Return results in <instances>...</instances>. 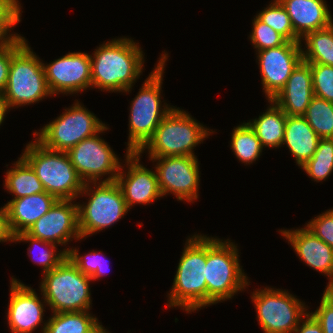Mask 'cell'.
Segmentation results:
<instances>
[{
	"instance_id": "obj_1",
	"label": "cell",
	"mask_w": 333,
	"mask_h": 333,
	"mask_svg": "<svg viewBox=\"0 0 333 333\" xmlns=\"http://www.w3.org/2000/svg\"><path fill=\"white\" fill-rule=\"evenodd\" d=\"M92 55L91 79L95 88L127 93L142 74L143 51L133 39L115 38L97 47Z\"/></svg>"
},
{
	"instance_id": "obj_2",
	"label": "cell",
	"mask_w": 333,
	"mask_h": 333,
	"mask_svg": "<svg viewBox=\"0 0 333 333\" xmlns=\"http://www.w3.org/2000/svg\"><path fill=\"white\" fill-rule=\"evenodd\" d=\"M51 95L43 61L31 50L24 37L12 38L8 82L2 93L8 108L36 103Z\"/></svg>"
},
{
	"instance_id": "obj_3",
	"label": "cell",
	"mask_w": 333,
	"mask_h": 333,
	"mask_svg": "<svg viewBox=\"0 0 333 333\" xmlns=\"http://www.w3.org/2000/svg\"><path fill=\"white\" fill-rule=\"evenodd\" d=\"M167 55L161 54L155 69L145 79L137 96L131 101L127 144V151L130 153H138L146 145L164 117L174 108L168 104L162 106L160 100Z\"/></svg>"
},
{
	"instance_id": "obj_4",
	"label": "cell",
	"mask_w": 333,
	"mask_h": 333,
	"mask_svg": "<svg viewBox=\"0 0 333 333\" xmlns=\"http://www.w3.org/2000/svg\"><path fill=\"white\" fill-rule=\"evenodd\" d=\"M177 266L167 307L194 312L207 306L206 235L188 238Z\"/></svg>"
},
{
	"instance_id": "obj_5",
	"label": "cell",
	"mask_w": 333,
	"mask_h": 333,
	"mask_svg": "<svg viewBox=\"0 0 333 333\" xmlns=\"http://www.w3.org/2000/svg\"><path fill=\"white\" fill-rule=\"evenodd\" d=\"M206 236L207 306L232 297L248 286L239 262L238 249L229 239Z\"/></svg>"
},
{
	"instance_id": "obj_6",
	"label": "cell",
	"mask_w": 333,
	"mask_h": 333,
	"mask_svg": "<svg viewBox=\"0 0 333 333\" xmlns=\"http://www.w3.org/2000/svg\"><path fill=\"white\" fill-rule=\"evenodd\" d=\"M21 157L31 166L45 191L60 200H75L84 182L67 152L48 149L36 139L27 144Z\"/></svg>"
},
{
	"instance_id": "obj_7",
	"label": "cell",
	"mask_w": 333,
	"mask_h": 333,
	"mask_svg": "<svg viewBox=\"0 0 333 333\" xmlns=\"http://www.w3.org/2000/svg\"><path fill=\"white\" fill-rule=\"evenodd\" d=\"M211 134L188 112L174 108L156 128L153 137L138 152L148 149L149 157L192 156L194 147L201 144Z\"/></svg>"
},
{
	"instance_id": "obj_8",
	"label": "cell",
	"mask_w": 333,
	"mask_h": 333,
	"mask_svg": "<svg viewBox=\"0 0 333 333\" xmlns=\"http://www.w3.org/2000/svg\"><path fill=\"white\" fill-rule=\"evenodd\" d=\"M91 277L82 273L68 257L44 273L40 290L53 313L88 311L91 308Z\"/></svg>"
},
{
	"instance_id": "obj_9",
	"label": "cell",
	"mask_w": 333,
	"mask_h": 333,
	"mask_svg": "<svg viewBox=\"0 0 333 333\" xmlns=\"http://www.w3.org/2000/svg\"><path fill=\"white\" fill-rule=\"evenodd\" d=\"M84 183L80 195L89 196V200L78 206V225L81 238L93 235L98 231L109 228L128 212L122 191L116 181L92 182L94 190Z\"/></svg>"
},
{
	"instance_id": "obj_10",
	"label": "cell",
	"mask_w": 333,
	"mask_h": 333,
	"mask_svg": "<svg viewBox=\"0 0 333 333\" xmlns=\"http://www.w3.org/2000/svg\"><path fill=\"white\" fill-rule=\"evenodd\" d=\"M55 120L35 131L36 140L48 149L67 152L84 139L99 133L106 125L79 101Z\"/></svg>"
},
{
	"instance_id": "obj_11",
	"label": "cell",
	"mask_w": 333,
	"mask_h": 333,
	"mask_svg": "<svg viewBox=\"0 0 333 333\" xmlns=\"http://www.w3.org/2000/svg\"><path fill=\"white\" fill-rule=\"evenodd\" d=\"M281 289L255 290L252 301L264 333H292L308 313L305 303Z\"/></svg>"
},
{
	"instance_id": "obj_12",
	"label": "cell",
	"mask_w": 333,
	"mask_h": 333,
	"mask_svg": "<svg viewBox=\"0 0 333 333\" xmlns=\"http://www.w3.org/2000/svg\"><path fill=\"white\" fill-rule=\"evenodd\" d=\"M108 129L105 126L96 135L84 139L67 151L71 163L84 183L97 182L103 175L109 176L103 182L116 181L121 162L111 147L98 136Z\"/></svg>"
},
{
	"instance_id": "obj_13",
	"label": "cell",
	"mask_w": 333,
	"mask_h": 333,
	"mask_svg": "<svg viewBox=\"0 0 333 333\" xmlns=\"http://www.w3.org/2000/svg\"><path fill=\"white\" fill-rule=\"evenodd\" d=\"M157 161L155 166L158 187L162 196L173 193L178 201L193 202L198 199L200 182L199 163L197 157L167 156L149 157Z\"/></svg>"
},
{
	"instance_id": "obj_14",
	"label": "cell",
	"mask_w": 333,
	"mask_h": 333,
	"mask_svg": "<svg viewBox=\"0 0 333 333\" xmlns=\"http://www.w3.org/2000/svg\"><path fill=\"white\" fill-rule=\"evenodd\" d=\"M301 42L286 41L278 47L257 51L263 90L272 100L285 86L292 71L303 60Z\"/></svg>"
},
{
	"instance_id": "obj_15",
	"label": "cell",
	"mask_w": 333,
	"mask_h": 333,
	"mask_svg": "<svg viewBox=\"0 0 333 333\" xmlns=\"http://www.w3.org/2000/svg\"><path fill=\"white\" fill-rule=\"evenodd\" d=\"M43 68L51 94H73L92 88L91 58L87 53H68Z\"/></svg>"
},
{
	"instance_id": "obj_16",
	"label": "cell",
	"mask_w": 333,
	"mask_h": 333,
	"mask_svg": "<svg viewBox=\"0 0 333 333\" xmlns=\"http://www.w3.org/2000/svg\"><path fill=\"white\" fill-rule=\"evenodd\" d=\"M73 200L58 199L51 209L26 231L32 237L66 245L72 238L82 239L78 225V206Z\"/></svg>"
},
{
	"instance_id": "obj_17",
	"label": "cell",
	"mask_w": 333,
	"mask_h": 333,
	"mask_svg": "<svg viewBox=\"0 0 333 333\" xmlns=\"http://www.w3.org/2000/svg\"><path fill=\"white\" fill-rule=\"evenodd\" d=\"M125 156L128 171L124 173L121 165L116 182L122 191L127 208L130 210L133 204L144 205L162 197L156 172L139 163L140 154L127 151Z\"/></svg>"
},
{
	"instance_id": "obj_18",
	"label": "cell",
	"mask_w": 333,
	"mask_h": 333,
	"mask_svg": "<svg viewBox=\"0 0 333 333\" xmlns=\"http://www.w3.org/2000/svg\"><path fill=\"white\" fill-rule=\"evenodd\" d=\"M10 301L7 319L12 333H32L38 325L43 323L45 307L40 298L29 286H25L17 279H11Z\"/></svg>"
},
{
	"instance_id": "obj_19",
	"label": "cell",
	"mask_w": 333,
	"mask_h": 333,
	"mask_svg": "<svg viewBox=\"0 0 333 333\" xmlns=\"http://www.w3.org/2000/svg\"><path fill=\"white\" fill-rule=\"evenodd\" d=\"M294 251L313 270L320 271L328 276L329 283L333 286V248L318 238L307 227L294 230H280Z\"/></svg>"
},
{
	"instance_id": "obj_20",
	"label": "cell",
	"mask_w": 333,
	"mask_h": 333,
	"mask_svg": "<svg viewBox=\"0 0 333 333\" xmlns=\"http://www.w3.org/2000/svg\"><path fill=\"white\" fill-rule=\"evenodd\" d=\"M313 97L311 66L302 60L272 100L287 116H302Z\"/></svg>"
},
{
	"instance_id": "obj_21",
	"label": "cell",
	"mask_w": 333,
	"mask_h": 333,
	"mask_svg": "<svg viewBox=\"0 0 333 333\" xmlns=\"http://www.w3.org/2000/svg\"><path fill=\"white\" fill-rule=\"evenodd\" d=\"M288 13L294 33L302 40L309 32L328 27L332 16L324 0H278Z\"/></svg>"
},
{
	"instance_id": "obj_22",
	"label": "cell",
	"mask_w": 333,
	"mask_h": 333,
	"mask_svg": "<svg viewBox=\"0 0 333 333\" xmlns=\"http://www.w3.org/2000/svg\"><path fill=\"white\" fill-rule=\"evenodd\" d=\"M58 199L45 192L12 199L6 205L8 227L15 236L26 232L40 217L46 214Z\"/></svg>"
},
{
	"instance_id": "obj_23",
	"label": "cell",
	"mask_w": 333,
	"mask_h": 333,
	"mask_svg": "<svg viewBox=\"0 0 333 333\" xmlns=\"http://www.w3.org/2000/svg\"><path fill=\"white\" fill-rule=\"evenodd\" d=\"M319 140L303 116H287L282 145H287L299 167L313 156Z\"/></svg>"
},
{
	"instance_id": "obj_24",
	"label": "cell",
	"mask_w": 333,
	"mask_h": 333,
	"mask_svg": "<svg viewBox=\"0 0 333 333\" xmlns=\"http://www.w3.org/2000/svg\"><path fill=\"white\" fill-rule=\"evenodd\" d=\"M268 102L271 104L267 111L259 115V118L247 123L255 131L262 147L279 148L284 139L287 115L273 100H268Z\"/></svg>"
},
{
	"instance_id": "obj_25",
	"label": "cell",
	"mask_w": 333,
	"mask_h": 333,
	"mask_svg": "<svg viewBox=\"0 0 333 333\" xmlns=\"http://www.w3.org/2000/svg\"><path fill=\"white\" fill-rule=\"evenodd\" d=\"M13 166L6 172L4 183L9 193L15 194L13 199L45 192L36 173L21 156Z\"/></svg>"
},
{
	"instance_id": "obj_26",
	"label": "cell",
	"mask_w": 333,
	"mask_h": 333,
	"mask_svg": "<svg viewBox=\"0 0 333 333\" xmlns=\"http://www.w3.org/2000/svg\"><path fill=\"white\" fill-rule=\"evenodd\" d=\"M302 39L306 46L302 49L304 62L333 66V23L326 28L307 33Z\"/></svg>"
},
{
	"instance_id": "obj_27",
	"label": "cell",
	"mask_w": 333,
	"mask_h": 333,
	"mask_svg": "<svg viewBox=\"0 0 333 333\" xmlns=\"http://www.w3.org/2000/svg\"><path fill=\"white\" fill-rule=\"evenodd\" d=\"M89 311L53 313L44 323L42 333H85L98 319Z\"/></svg>"
},
{
	"instance_id": "obj_28",
	"label": "cell",
	"mask_w": 333,
	"mask_h": 333,
	"mask_svg": "<svg viewBox=\"0 0 333 333\" xmlns=\"http://www.w3.org/2000/svg\"><path fill=\"white\" fill-rule=\"evenodd\" d=\"M230 147L239 161L250 164L261 155L263 147L248 123L234 127Z\"/></svg>"
},
{
	"instance_id": "obj_29",
	"label": "cell",
	"mask_w": 333,
	"mask_h": 333,
	"mask_svg": "<svg viewBox=\"0 0 333 333\" xmlns=\"http://www.w3.org/2000/svg\"><path fill=\"white\" fill-rule=\"evenodd\" d=\"M320 138H333V103L314 96L302 115Z\"/></svg>"
},
{
	"instance_id": "obj_30",
	"label": "cell",
	"mask_w": 333,
	"mask_h": 333,
	"mask_svg": "<svg viewBox=\"0 0 333 333\" xmlns=\"http://www.w3.org/2000/svg\"><path fill=\"white\" fill-rule=\"evenodd\" d=\"M314 181H322L333 171V138H320L313 156L301 166Z\"/></svg>"
},
{
	"instance_id": "obj_31",
	"label": "cell",
	"mask_w": 333,
	"mask_h": 333,
	"mask_svg": "<svg viewBox=\"0 0 333 333\" xmlns=\"http://www.w3.org/2000/svg\"><path fill=\"white\" fill-rule=\"evenodd\" d=\"M14 241H16V242L25 241L27 243L30 242L31 247L33 246V248H34V246L36 247V245L39 247H40V245L41 246L43 245L42 247L45 246V248H43L44 250H41L38 253V255H36V259L33 257L35 259L34 262L37 263L38 265H41V267H43V274L56 268L67 257L68 248L63 249V251L60 250V252L57 253L56 244L32 237L31 235H29L26 232H21L15 236H13V242ZM31 252L32 251L29 247L28 248L29 256H31L30 255ZM33 258H31V259H33Z\"/></svg>"
},
{
	"instance_id": "obj_32",
	"label": "cell",
	"mask_w": 333,
	"mask_h": 333,
	"mask_svg": "<svg viewBox=\"0 0 333 333\" xmlns=\"http://www.w3.org/2000/svg\"><path fill=\"white\" fill-rule=\"evenodd\" d=\"M263 23L269 25L287 41L301 42L302 40L294 33V29L288 13L278 0H274L264 10L256 15Z\"/></svg>"
},
{
	"instance_id": "obj_33",
	"label": "cell",
	"mask_w": 333,
	"mask_h": 333,
	"mask_svg": "<svg viewBox=\"0 0 333 333\" xmlns=\"http://www.w3.org/2000/svg\"><path fill=\"white\" fill-rule=\"evenodd\" d=\"M78 252L76 248H69L67 257L82 273L91 277L93 281L98 280L100 277L102 278L107 273L109 264L105 257L100 255L101 251L97 252L93 250L84 256H80Z\"/></svg>"
},
{
	"instance_id": "obj_34",
	"label": "cell",
	"mask_w": 333,
	"mask_h": 333,
	"mask_svg": "<svg viewBox=\"0 0 333 333\" xmlns=\"http://www.w3.org/2000/svg\"><path fill=\"white\" fill-rule=\"evenodd\" d=\"M308 64L311 66L314 96L333 103V66Z\"/></svg>"
},
{
	"instance_id": "obj_35",
	"label": "cell",
	"mask_w": 333,
	"mask_h": 333,
	"mask_svg": "<svg viewBox=\"0 0 333 333\" xmlns=\"http://www.w3.org/2000/svg\"><path fill=\"white\" fill-rule=\"evenodd\" d=\"M250 41L257 51L283 45L287 40L269 25L260 21L257 17L253 20V29L250 33Z\"/></svg>"
},
{
	"instance_id": "obj_36",
	"label": "cell",
	"mask_w": 333,
	"mask_h": 333,
	"mask_svg": "<svg viewBox=\"0 0 333 333\" xmlns=\"http://www.w3.org/2000/svg\"><path fill=\"white\" fill-rule=\"evenodd\" d=\"M305 226L333 248V209L316 216Z\"/></svg>"
},
{
	"instance_id": "obj_37",
	"label": "cell",
	"mask_w": 333,
	"mask_h": 333,
	"mask_svg": "<svg viewBox=\"0 0 333 333\" xmlns=\"http://www.w3.org/2000/svg\"><path fill=\"white\" fill-rule=\"evenodd\" d=\"M311 314L321 324L323 333H333V299L325 291L320 306Z\"/></svg>"
},
{
	"instance_id": "obj_38",
	"label": "cell",
	"mask_w": 333,
	"mask_h": 333,
	"mask_svg": "<svg viewBox=\"0 0 333 333\" xmlns=\"http://www.w3.org/2000/svg\"><path fill=\"white\" fill-rule=\"evenodd\" d=\"M21 7L18 0H0V23L20 22Z\"/></svg>"
},
{
	"instance_id": "obj_39",
	"label": "cell",
	"mask_w": 333,
	"mask_h": 333,
	"mask_svg": "<svg viewBox=\"0 0 333 333\" xmlns=\"http://www.w3.org/2000/svg\"><path fill=\"white\" fill-rule=\"evenodd\" d=\"M11 64V40L0 48V94L6 88Z\"/></svg>"
},
{
	"instance_id": "obj_40",
	"label": "cell",
	"mask_w": 333,
	"mask_h": 333,
	"mask_svg": "<svg viewBox=\"0 0 333 333\" xmlns=\"http://www.w3.org/2000/svg\"><path fill=\"white\" fill-rule=\"evenodd\" d=\"M303 320L302 325L299 322L292 333H323L321 324L310 312L303 317Z\"/></svg>"
},
{
	"instance_id": "obj_41",
	"label": "cell",
	"mask_w": 333,
	"mask_h": 333,
	"mask_svg": "<svg viewBox=\"0 0 333 333\" xmlns=\"http://www.w3.org/2000/svg\"><path fill=\"white\" fill-rule=\"evenodd\" d=\"M13 242V236L8 227L6 205L0 208V242Z\"/></svg>"
},
{
	"instance_id": "obj_42",
	"label": "cell",
	"mask_w": 333,
	"mask_h": 333,
	"mask_svg": "<svg viewBox=\"0 0 333 333\" xmlns=\"http://www.w3.org/2000/svg\"><path fill=\"white\" fill-rule=\"evenodd\" d=\"M18 23H0V48L6 45L12 38L19 34H10V30ZM9 33V34H8Z\"/></svg>"
},
{
	"instance_id": "obj_43",
	"label": "cell",
	"mask_w": 333,
	"mask_h": 333,
	"mask_svg": "<svg viewBox=\"0 0 333 333\" xmlns=\"http://www.w3.org/2000/svg\"><path fill=\"white\" fill-rule=\"evenodd\" d=\"M9 111V108L7 106V102L3 99L2 94H0V125L4 121V117L6 115V112Z\"/></svg>"
},
{
	"instance_id": "obj_44",
	"label": "cell",
	"mask_w": 333,
	"mask_h": 333,
	"mask_svg": "<svg viewBox=\"0 0 333 333\" xmlns=\"http://www.w3.org/2000/svg\"><path fill=\"white\" fill-rule=\"evenodd\" d=\"M85 333H109L98 321Z\"/></svg>"
},
{
	"instance_id": "obj_45",
	"label": "cell",
	"mask_w": 333,
	"mask_h": 333,
	"mask_svg": "<svg viewBox=\"0 0 333 333\" xmlns=\"http://www.w3.org/2000/svg\"><path fill=\"white\" fill-rule=\"evenodd\" d=\"M333 299V286L324 290Z\"/></svg>"
}]
</instances>
